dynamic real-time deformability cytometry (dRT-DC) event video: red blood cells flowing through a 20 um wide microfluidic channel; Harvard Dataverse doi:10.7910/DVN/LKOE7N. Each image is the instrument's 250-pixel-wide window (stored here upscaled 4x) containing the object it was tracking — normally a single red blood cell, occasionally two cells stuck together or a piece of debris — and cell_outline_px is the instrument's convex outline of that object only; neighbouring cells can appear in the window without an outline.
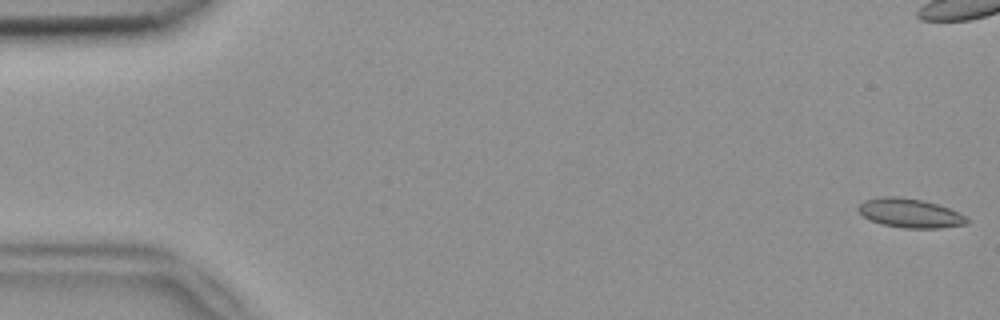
{"species": "common noctule bat (a hibernating species)", "species_latin": "Nyctalus noctula", "temperature_condition": "room temperature", "stored_images_in_passage": 10, "camera_frame_rate_fps": 3000, "um_per_image_px": 0.085, "animal": {"sex": "female", "body_mass_g": 18.4}, "frame": {"image": 1, "passage_image": 1, "time_ms": 0.0, "image_size_px": [1000, 320], "cell_outline_px": [[972, 220], [968, 224], [940, 228], [904, 228], [880, 224], [864, 216], [856, 208], [864, 200], [880, 196], [896, 196], [924, 200], [948, 208]], "centroid_in_image_um": [77.35, 18.11], "position_along_channel_um": 7.7, "area_um2": 18.44}}